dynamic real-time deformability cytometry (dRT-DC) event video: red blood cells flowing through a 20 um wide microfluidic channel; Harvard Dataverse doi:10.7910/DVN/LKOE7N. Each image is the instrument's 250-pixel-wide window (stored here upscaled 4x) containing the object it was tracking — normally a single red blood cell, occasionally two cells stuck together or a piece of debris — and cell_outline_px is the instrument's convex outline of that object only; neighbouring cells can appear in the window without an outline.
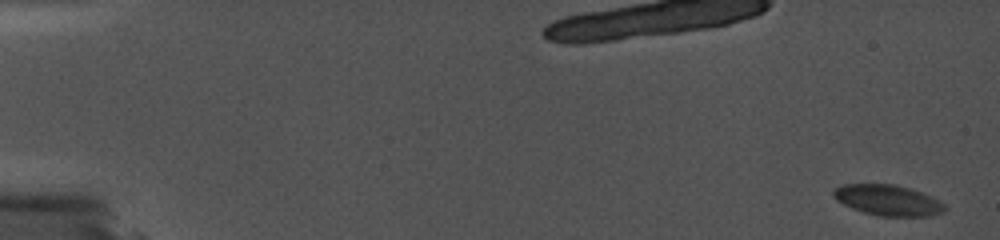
{"species": "common noctule bat (a hibernating species)", "species_latin": "Nyctalus noctula", "temperature_condition": "cold", "stored_images_in_passage": 30, "camera_frame_rate_fps": 5000, "um_per_image_px": 0.085, "animal": {"sex": "female", "body_mass_g": 19.0, "forearm_length_mm": 56.7}, "frame": {"image": 1, "passage_image": 1, "time_ms": 0.0, "image_size_px": [1000, 240], "cell_outline_px": [[948, 208], [944, 212], [928, 216], [880, 216], [864, 212], [852, 208], [836, 200], [832, 196], [832, 192], [836, 188], [844, 184], [892, 184], [908, 188], [920, 192], [940, 200]], "centroid_in_image_um": [75.48, 17.02], "position_along_channel_um": 9.5, "area_um2": 19.83}}
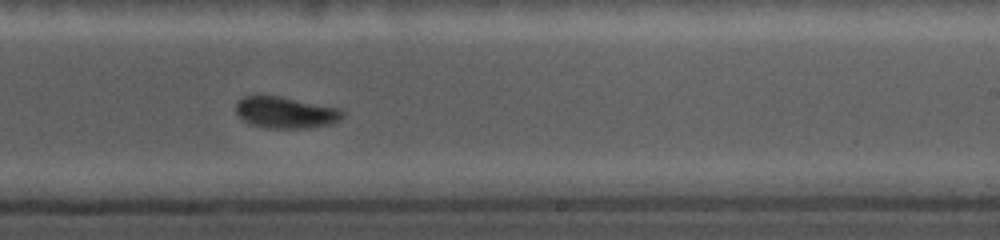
{"frame": {"image": 2, "passage_image": 22, "time_ms": 11.6, "image_size_px": [1000, 240], "cell_outline_px": [[344, 116], [340, 120], [332, 124], [312, 128], [264, 128], [248, 124], [236, 112], [236, 104], [244, 96], [280, 96], [340, 108], [344, 112]], "centroid_in_image_um": [24.32, 9.58], "position_along_channel_um": 264.7, "area_um2": 19.71}}
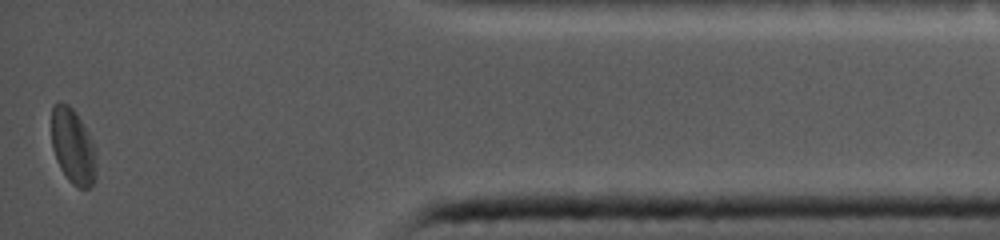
{"frame": {"image": 3, "passage_image": 30, "time_ms": 16.8, "image_size_px": [1000, 240], "cell_outline_px": [[96, 180], [88, 188], [80, 188], [72, 184], [68, 180], [60, 168], [56, 160], [52, 148], [52, 104], [60, 100], [68, 104], [72, 108], [80, 120], [96, 148]], "centroid_in_image_um": [6.2, 12.45], "position_along_channel_um": 429.0, "area_um2": 19.83}}